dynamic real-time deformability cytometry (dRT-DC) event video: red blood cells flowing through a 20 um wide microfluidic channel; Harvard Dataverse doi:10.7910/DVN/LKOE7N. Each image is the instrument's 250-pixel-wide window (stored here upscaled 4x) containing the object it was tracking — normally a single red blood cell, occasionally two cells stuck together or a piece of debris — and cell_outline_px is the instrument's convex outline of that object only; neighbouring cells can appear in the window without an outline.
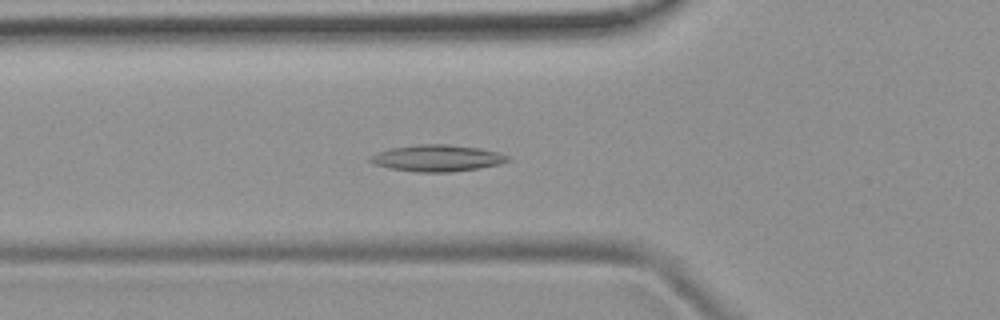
{"species": "common noctule bat (a hibernating species)", "species_latin": "Nyctalus noctula", "temperature_condition": "room temperature", "stored_images_in_passage": 51, "camera_frame_rate_fps": 3000, "um_per_image_px": 0.085, "animal": {"sex": "female", "body_mass_g": 19.9}, "frame": {"image": 1, "passage_image": 18, "time_ms": 5.667, "image_size_px": [1000, 320], "cell_outline_px": [[512, 160], [500, 164], [480, 168], [452, 172], [412, 172], [388, 168], [372, 164], [368, 160], [368, 156], [376, 152], [388, 148], [420, 144], [448, 144], [480, 148], [496, 152], [508, 156]], "centroid_in_image_um": [37.1, 13.44], "position_along_channel_um": 88.7, "area_um2": 21.68}}
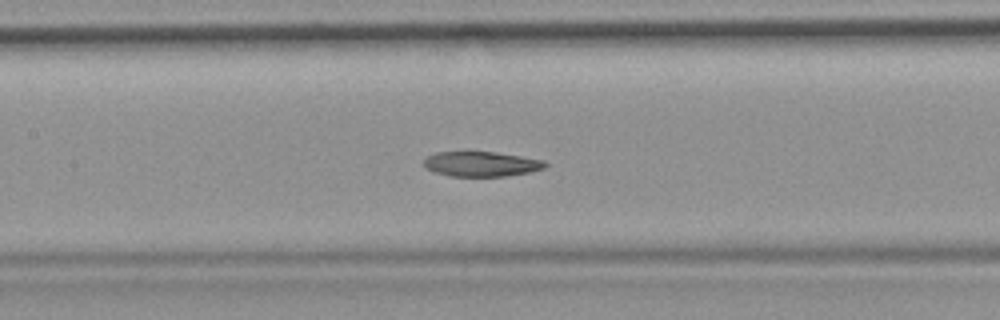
{"frame": {"image": 2, "passage_image": 24, "time_ms": 7.667, "image_size_px": [1000, 320], "cell_outline_px": [[548, 164], [544, 168], [532, 172], [508, 176], [452, 176], [436, 172], [424, 168], [424, 160], [428, 156], [436, 152], [496, 152], [544, 160]], "centroid_in_image_um": [40.94, 13.94], "position_along_channel_um": 166.5, "area_um2": 17.63}}
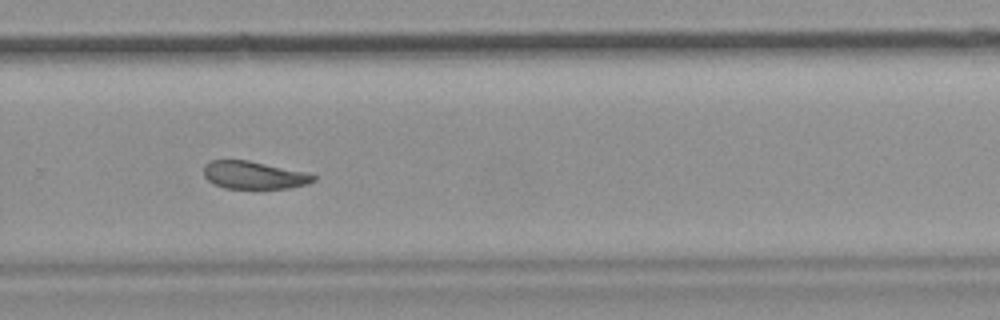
{"frame": {"image": 3, "passage_image": 35, "time_ms": 11.333, "image_size_px": [1000, 320], "cell_outline_px": [[316, 180], [308, 184], [288, 188], [224, 188], [208, 180], [204, 176], [204, 164], [212, 160], [248, 160], [304, 172], [316, 176]], "centroid_in_image_um": [21.57, 14.88], "position_along_channel_um": 308.2, "area_um2": 17.51}, "authors_computed_cell_mechanics": {"area_um2": 19.363, "velocity_mm_per_s": 3.8835, "shape_relaxation_time_tau1_ms": null, "shape_relaxation_time_tau2_ms": 5.829, "deformation_change_tau1": null, "deformation_change_tau2": 0.1258}}